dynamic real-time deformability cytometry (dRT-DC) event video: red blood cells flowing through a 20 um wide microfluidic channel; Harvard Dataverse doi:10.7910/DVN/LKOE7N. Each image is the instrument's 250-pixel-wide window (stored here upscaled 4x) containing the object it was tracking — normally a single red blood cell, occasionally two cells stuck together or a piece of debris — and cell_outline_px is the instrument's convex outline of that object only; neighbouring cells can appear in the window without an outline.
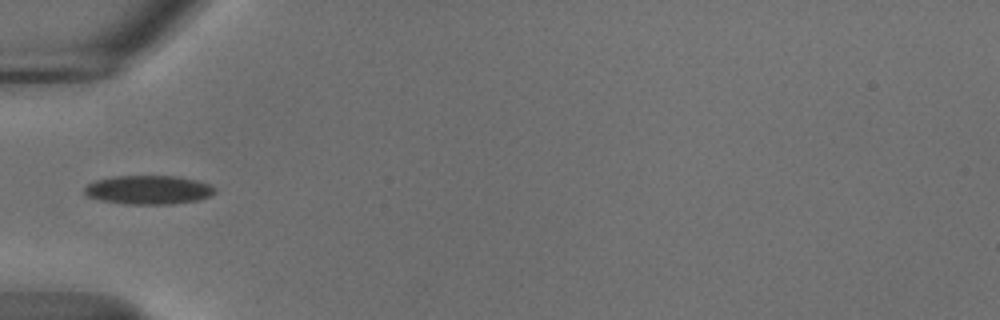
{"species": "common noctule bat (a hibernating species)", "species_latin": "Nyctalus noctula", "temperature_condition": "cold", "stored_images_in_passage": 37, "camera_frame_rate_fps": 3000, "um_per_image_px": 0.085, "animal": {"sex": "male", "body_mass_g": 18.8}, "frame": {"image": 1, "passage_image": 1, "time_ms": 0.0, "image_size_px": [1000, 320], "cell_outline_px": [[216, 192], [200, 200], [172, 204], [128, 204], [104, 200], [88, 196], [84, 192], [84, 188], [88, 184], [96, 180], [112, 176], [176, 176], [196, 180], [208, 184], [216, 188]], "centroid_in_image_um": [12.65, 16.13], "position_along_channel_um": 72.4, "area_um2": 21.79}}
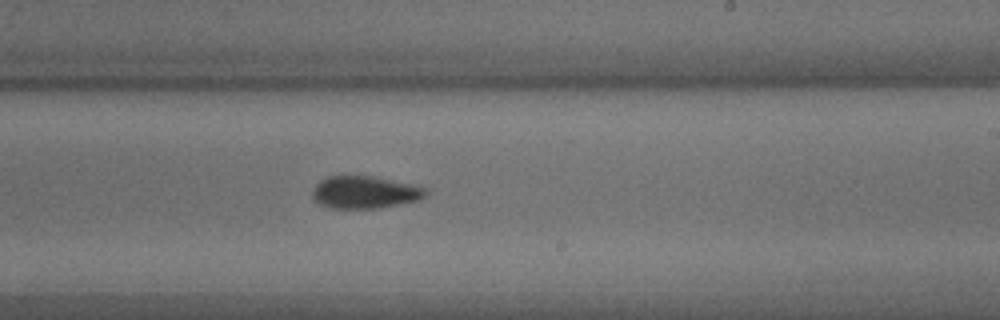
{"frame": {"image": 2, "passage_image": 16, "time_ms": 5.0, "image_size_px": [1000, 320], "cell_outline_px": [[428, 192], [420, 200], [380, 208], [336, 208], [320, 204], [312, 196], [312, 188], [320, 180], [328, 176], [372, 176], [412, 184], [428, 188]], "centroid_in_image_um": [31.03, 16.34], "position_along_channel_um": 258.0, "area_um2": 21.39}}
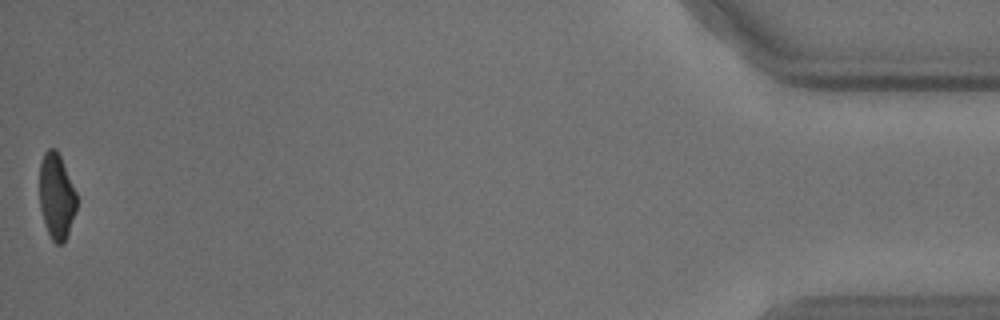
{"frame": {"image": 3, "passage_image": 37, "time_ms": 12.0, "image_size_px": [1000, 320], "cell_outline_px": [[76, 212], [64, 244], [56, 244], [52, 240], [48, 232], [40, 208], [40, 160], [44, 152], [48, 148], [56, 148], [60, 156], [76, 192]], "centroid_in_image_um": [4.8, 16.68], "position_along_channel_um": 430.4, "area_um2": 18.5}, "authors_computed_cell_mechanics": {"area_um2": 21.1548, "velocity_mm_per_s": 3.7086, "shape_relaxation_time_tau1_ms": 4.798, "shape_relaxation_time_tau2_ms": null, "deformation_change_tau1": 0.1266, "deformation_change_tau2": null}}